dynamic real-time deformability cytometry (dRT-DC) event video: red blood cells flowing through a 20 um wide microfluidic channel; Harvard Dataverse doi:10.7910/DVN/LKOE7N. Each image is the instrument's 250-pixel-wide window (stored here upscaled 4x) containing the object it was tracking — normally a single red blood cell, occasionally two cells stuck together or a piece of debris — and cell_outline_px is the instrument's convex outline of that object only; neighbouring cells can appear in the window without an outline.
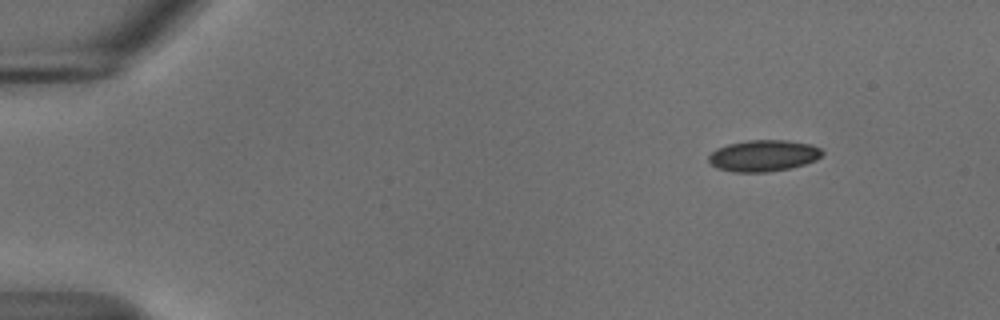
{"species": "common noctule bat (a hibernating species)", "species_latin": "Nyctalus noctula", "temperature_condition": "cold", "stored_images_in_passage": 49, "camera_frame_rate_fps": 3000, "um_per_image_px": 0.085, "animal": {"sex": "male", "body_mass_g": 18.8}, "frame": {"image": 1, "passage_image": 1, "time_ms": 0.0, "image_size_px": [1000, 320], "cell_outline_px": [[824, 152], [816, 160], [792, 168], [768, 172], [732, 172], [716, 168], [708, 164], [708, 156], [716, 148], [728, 144], [748, 140], [788, 140], [812, 144], [820, 148]], "centroid_in_image_um": [64.87, 13.24], "position_along_channel_um": 20.1, "area_um2": 21.1}}
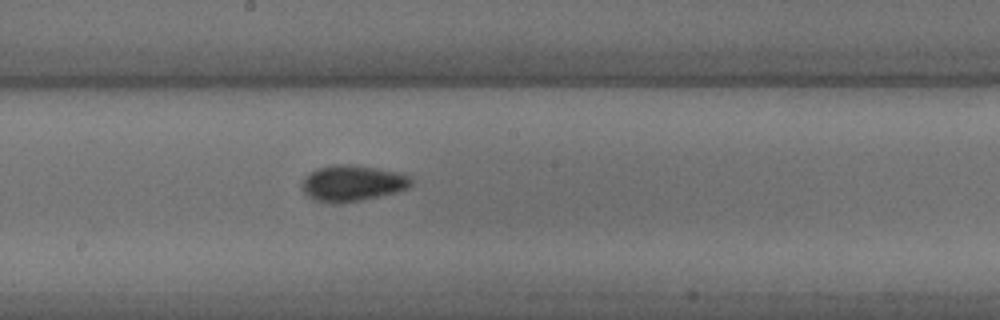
{"frame": {"image": 2, "passage_image": 25, "time_ms": 8.0, "image_size_px": [1000, 320], "cell_outline_px": [[412, 184], [408, 188], [396, 192], [380, 196], [360, 200], [336, 204], [332, 204], [316, 200], [308, 196], [304, 192], [300, 184], [304, 176], [308, 172], [316, 168], [332, 164], [352, 164], [400, 172], [412, 176]], "centroid_in_image_um": [29.93, 15.56], "position_along_channel_um": 218.3, "area_um2": 23.35}}
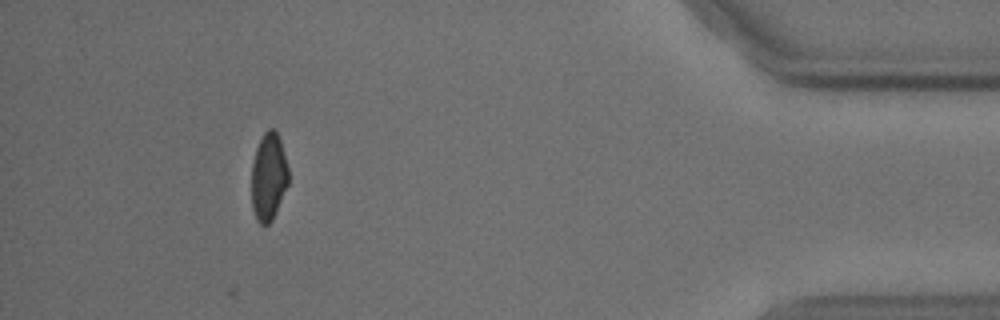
{"frame": {"image": 3, "passage_image": 45, "time_ms": 14.667, "image_size_px": [1000, 320], "cell_outline_px": [[288, 184], [276, 212], [272, 220], [268, 224], [260, 224], [256, 220], [252, 208], [252, 164], [256, 148], [264, 132], [268, 128], [276, 128], [280, 140], [288, 168]], "centroid_in_image_um": [22.82, 15.02], "position_along_channel_um": 412.4, "area_um2": 18.84}, "authors_computed_cell_mechanics": {"area_um2": 20.9236, "velocity_mm_per_s": 3.7014, "shape_relaxation_time_tau1_ms": 4.4162, "shape_relaxation_time_tau2_ms": 3.2376, "deformation_change_tau1": 0.0776, "deformation_change_tau2": 0.0634}}